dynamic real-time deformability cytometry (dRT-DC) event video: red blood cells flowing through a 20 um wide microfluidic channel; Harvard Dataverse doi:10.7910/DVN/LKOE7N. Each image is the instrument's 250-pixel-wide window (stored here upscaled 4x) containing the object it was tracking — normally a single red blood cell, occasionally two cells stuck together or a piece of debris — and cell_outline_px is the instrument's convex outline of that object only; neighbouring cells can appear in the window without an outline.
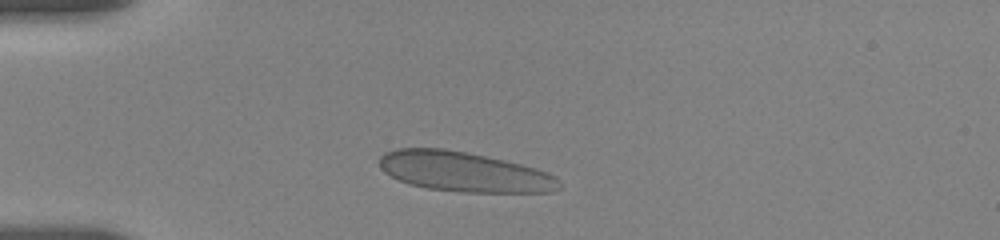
{"species": "human", "species_latin": "Homo sapiens", "temperature_condition": "room temperature", "stored_images_in_passage": 12, "camera_frame_rate_fps": 3000, "um_per_image_px": 0.085, "donor": {"sex": "female"}, "frame": {"image": 1, "passage_image": 5, "time_ms": 1.667, "image_size_px": [1000, 240], "cell_outline_px": [[560, 188], [552, 192], [460, 192], [428, 188], [408, 184], [384, 172], [380, 168], [380, 156], [384, 152], [396, 148], [444, 148], [468, 152], [504, 160], [536, 168], [548, 172], [556, 176], [560, 180]], "centroid_in_image_um": [39.46, 14.6], "position_along_channel_um": 45.5, "area_um2": 41.96}}
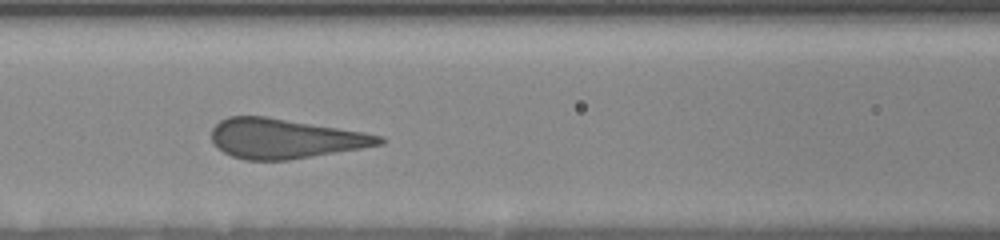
{"frame": {"image": 2, "passage_image": 11, "time_ms": 5.0, "image_size_px": [1000, 240], "cell_outline_px": [[384, 144], [288, 160], [244, 160], [232, 156], [224, 152], [212, 140], [212, 128], [220, 120], [228, 116], [268, 116], [364, 132], [384, 136]], "centroid_in_image_um": [24.22, 11.77], "position_along_channel_um": 142.4, "area_um2": 38.67}}
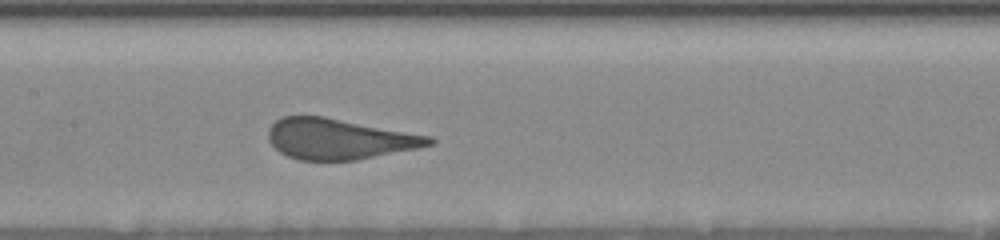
{"frame": {"image": 3, "passage_image": 12, "time_ms": 6.0, "image_size_px": [1000, 240], "cell_outline_px": [[436, 140], [432, 144], [416, 148], [356, 160], [300, 160], [288, 156], [280, 152], [268, 140], [268, 128], [276, 120], [284, 116], [324, 116], [432, 136]], "centroid_in_image_um": [28.81, 11.8], "position_along_channel_um": 178.6, "area_um2": 37.92}}